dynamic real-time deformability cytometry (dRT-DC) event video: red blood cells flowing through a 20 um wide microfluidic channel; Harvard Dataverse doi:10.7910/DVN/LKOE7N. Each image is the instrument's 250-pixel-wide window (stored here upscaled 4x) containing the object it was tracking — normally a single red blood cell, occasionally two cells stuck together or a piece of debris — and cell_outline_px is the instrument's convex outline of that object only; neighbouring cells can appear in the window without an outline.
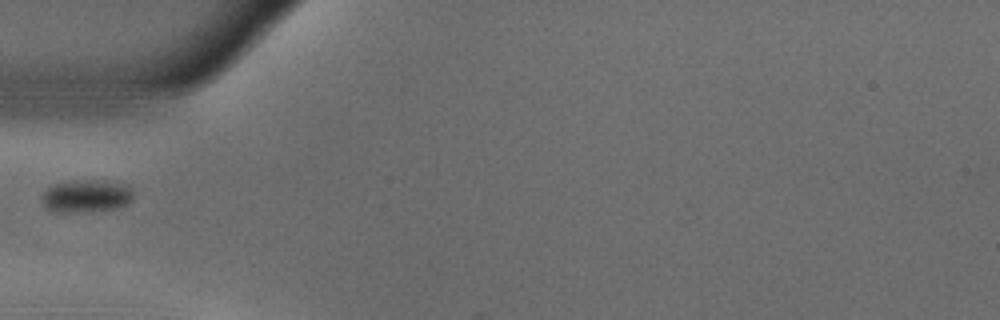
{"species": "common noctule bat (a hibernating species)", "species_latin": "Nyctalus noctula", "temperature_condition": "warm", "stored_images_in_passage": 38, "camera_frame_rate_fps": 3000, "um_per_image_px": 0.085, "animal": {"sex": "male", "body_mass_g": 18.8}, "frame": {"image": 1, "passage_image": 1, "time_ms": 0.0, "image_size_px": [1000, 320], "cell_outline_px": [[132, 200], [128, 204], [116, 208], [92, 212], [56, 212], [44, 208], [40, 200], [40, 196], [48, 188], [56, 184], [72, 180], [96, 180], [124, 184], [132, 188]], "centroid_in_image_um": [7.3, 16.68], "position_along_channel_um": 77.7, "area_um2": 17.69}}
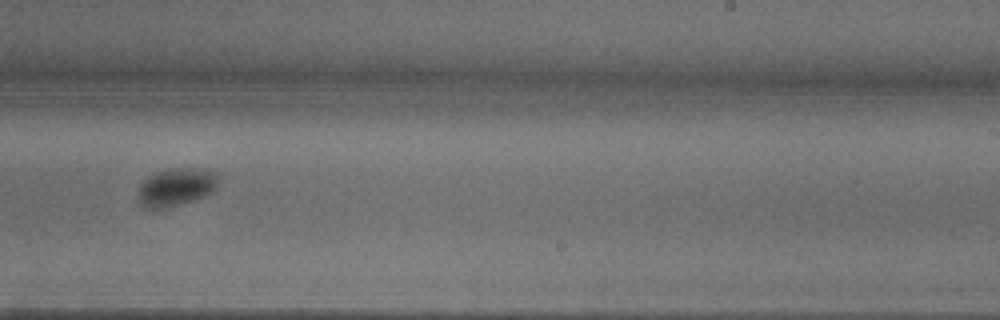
{"frame": {"image": 2, "passage_image": 17, "time_ms": 5.333, "image_size_px": [1000, 320], "cell_outline_px": [[220, 180], [216, 188], [212, 192], [204, 196], [192, 200], [164, 208], [148, 208], [140, 200], [140, 184], [148, 176], [156, 172], [168, 168], [204, 168], [220, 172]], "centroid_in_image_um": [15.08, 15.84], "position_along_channel_um": 273.9, "area_um2": 17.74}}
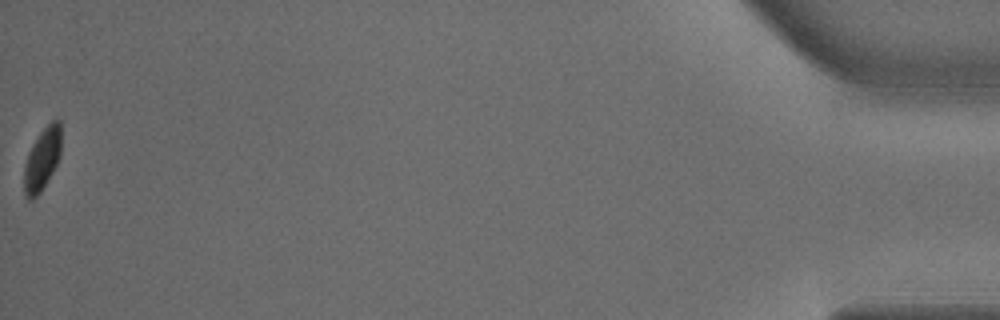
{"frame": {"image": 3, "passage_image": 38, "time_ms": 12.333, "image_size_px": [1000, 320], "cell_outline_px": [[60, 156], [52, 172], [40, 192], [32, 200], [28, 200], [24, 192], [24, 168], [28, 152], [32, 144], [40, 132], [52, 120], [60, 120]], "centroid_in_image_um": [3.57, 13.53], "position_along_channel_um": 431.6, "area_um2": 13.29}}